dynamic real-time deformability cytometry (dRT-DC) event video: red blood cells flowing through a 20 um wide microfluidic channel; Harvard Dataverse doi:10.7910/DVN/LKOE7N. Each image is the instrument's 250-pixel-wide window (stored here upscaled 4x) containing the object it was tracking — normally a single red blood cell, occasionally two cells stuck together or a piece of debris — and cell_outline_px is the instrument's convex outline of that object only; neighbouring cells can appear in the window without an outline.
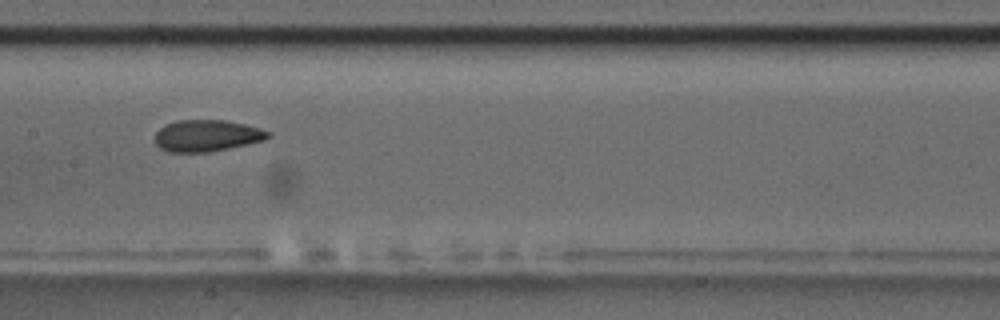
{"species": "common noctule bat (a hibernating species)", "species_latin": "Nyctalus noctula", "temperature_condition": "room temperature", "stored_images_in_passage": 10, "camera_frame_rate_fps": 3000, "um_per_image_px": 0.085, "animal": {"sex": "male", "body_mass_g": 17.5, "forearm_length_mm": 52.3}, "frame": {"image": 1, "passage_image": 9, "time_ms": 9.333, "image_size_px": [1000, 320], "cell_outline_px": [[268, 136], [264, 140], [248, 144], [208, 152], [168, 152], [160, 148], [156, 144], [156, 132], [164, 124], [176, 120], [224, 120], [244, 124], [260, 128], [268, 132]], "centroid_in_image_um": [17.53, 11.53], "position_along_channel_um": 189.9, "area_um2": 20.69}}
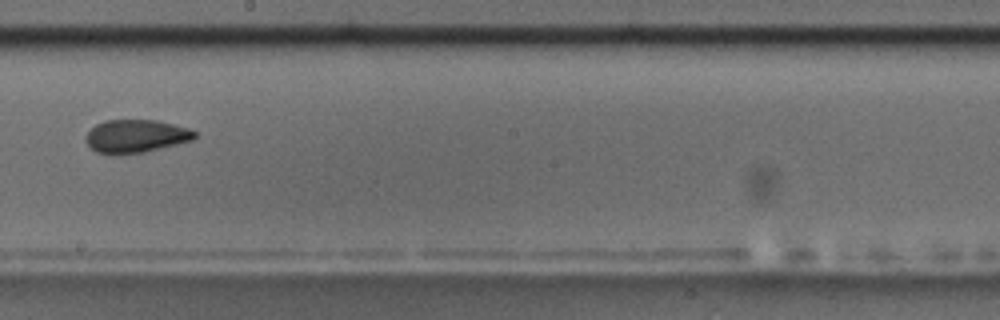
{"frame": {"image": 2, "passage_image": 10, "time_ms": 10.667, "image_size_px": [1000, 320], "cell_outline_px": [[196, 136], [192, 140], [144, 152], [116, 156], [112, 156], [96, 152], [88, 148], [84, 140], [84, 136], [96, 124], [104, 120], [156, 120], [188, 128], [196, 132]], "centroid_in_image_um": [11.46, 11.6], "position_along_channel_um": 236.7, "area_um2": 21.33}}